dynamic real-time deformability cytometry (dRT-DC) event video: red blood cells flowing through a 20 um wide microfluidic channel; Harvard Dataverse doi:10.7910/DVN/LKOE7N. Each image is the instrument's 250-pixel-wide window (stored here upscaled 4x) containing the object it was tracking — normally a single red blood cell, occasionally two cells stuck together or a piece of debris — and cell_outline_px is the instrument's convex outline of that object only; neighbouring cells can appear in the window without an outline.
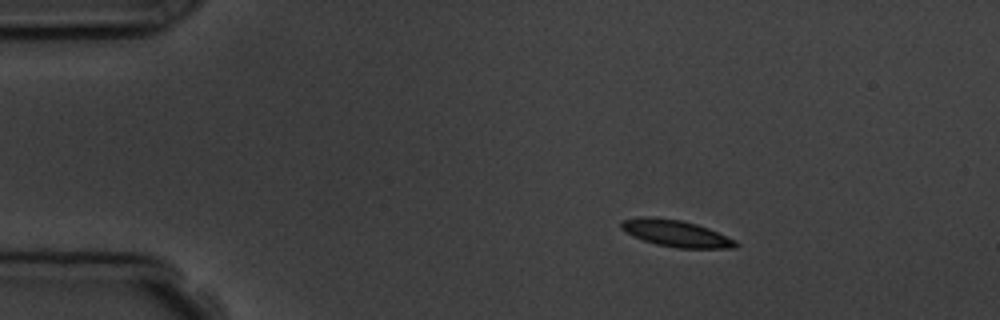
{"species": "common noctule bat (a hibernating species)", "species_latin": "Nyctalus noctula", "temperature_condition": "room temperature", "stored_images_in_passage": 4, "camera_frame_rate_fps": 3000, "um_per_image_px": 0.085, "animal": {"sex": "male", "body_mass_g": 19.5, "forearm_length_mm": 54.6}, "frame": {"image": 1, "passage_image": 2, "time_ms": 1.0, "image_size_px": [1000, 320], "cell_outline_px": [[740, 244], [736, 248], [676, 248], [656, 244], [632, 236], [620, 228], [620, 224], [624, 220], [644, 216], [652, 216], [680, 220], [696, 224], [708, 228], [736, 240]], "centroid_in_image_um": [57.47, 19.84], "position_along_channel_um": 27.5, "area_um2": 17.8}}